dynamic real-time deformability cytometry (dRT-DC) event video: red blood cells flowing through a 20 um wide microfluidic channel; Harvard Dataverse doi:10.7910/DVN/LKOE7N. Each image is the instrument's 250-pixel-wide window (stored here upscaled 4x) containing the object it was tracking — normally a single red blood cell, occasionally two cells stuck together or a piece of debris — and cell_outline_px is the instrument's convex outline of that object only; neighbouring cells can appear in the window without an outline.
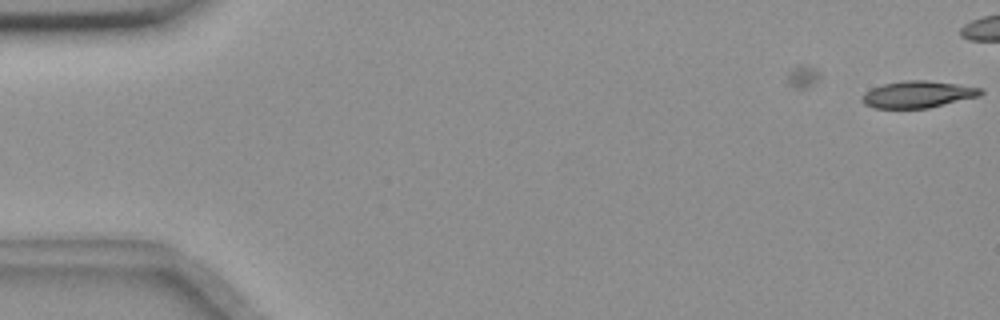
{"species": "common noctule bat (a hibernating species)", "species_latin": "Nyctalus noctula", "temperature_condition": "room temperature", "stored_images_in_passage": 7, "camera_frame_rate_fps": 3000, "um_per_image_px": 0.085, "animal": {"sex": "female", "body_mass_g": 18.4}, "frame": {"image": 1, "passage_image": 7, "time_ms": 2.0, "image_size_px": [1000, 320], "cell_outline_px": [[984, 92], [980, 96], [928, 108], [872, 108], [864, 104], [860, 100], [860, 96], [864, 92], [872, 88], [884, 84], [904, 80], [928, 80], [984, 88]], "centroid_in_image_um": [78.0, 8.02], "position_along_channel_um": 7.0, "area_um2": 18.73}}